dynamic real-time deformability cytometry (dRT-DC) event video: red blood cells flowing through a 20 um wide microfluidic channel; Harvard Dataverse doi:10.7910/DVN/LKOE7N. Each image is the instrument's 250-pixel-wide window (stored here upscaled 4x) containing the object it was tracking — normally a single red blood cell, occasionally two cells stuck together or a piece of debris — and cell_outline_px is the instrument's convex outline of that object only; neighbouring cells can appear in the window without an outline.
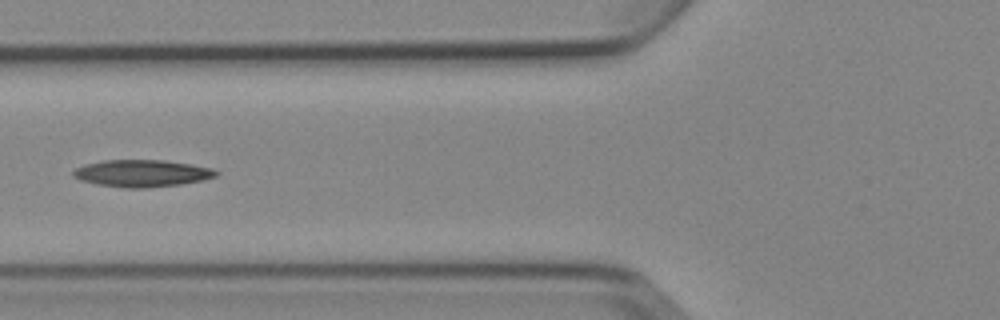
{"species": "Egyptian fruit bat (a non-hibernating species)", "species_latin": "Rousettus aegyptiacus", "temperature_condition": "cold", "stored_images_in_passage": 5, "camera_frame_rate_fps": 3000, "um_per_image_px": 0.085, "animal": {"sex": "female"}, "frame": {"image": 1, "passage_image": 5, "time_ms": 4.667, "image_size_px": [1000, 320], "cell_outline_px": [[220, 172], [216, 176], [204, 180], [180, 184], [144, 188], [124, 188], [96, 184], [80, 180], [72, 176], [72, 172], [76, 168], [84, 164], [100, 160], [164, 160], [192, 164], [212, 168]], "centroid_in_image_um": [12.05, 14.73], "position_along_channel_um": 113.7, "area_um2": 22.72}}